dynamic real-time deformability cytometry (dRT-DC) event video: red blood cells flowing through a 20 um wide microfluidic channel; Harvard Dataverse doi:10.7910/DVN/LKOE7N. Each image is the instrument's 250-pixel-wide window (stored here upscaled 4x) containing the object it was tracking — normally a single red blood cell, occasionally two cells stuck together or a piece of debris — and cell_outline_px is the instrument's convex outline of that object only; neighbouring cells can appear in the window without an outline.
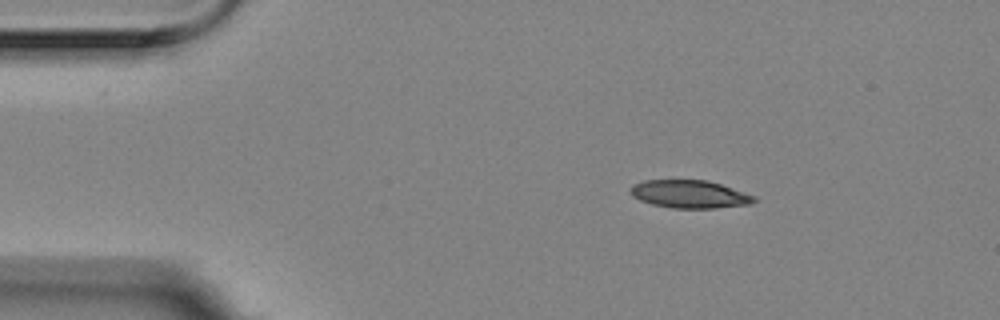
{"species": "Egyptian fruit bat (a non-hibernating species)", "species_latin": "Rousettus aegyptiacus", "temperature_condition": "room temperature", "stored_images_in_passage": 48, "camera_frame_rate_fps": 3000, "um_per_image_px": 0.085, "animal": {"sex": "female"}, "frame": {"image": 1, "passage_image": 1, "time_ms": 0.0, "image_size_px": [1000, 320], "cell_outline_px": [[756, 200], [752, 204], [716, 208], [672, 208], [652, 204], [640, 200], [632, 196], [628, 188], [632, 184], [644, 180], [708, 180], [756, 196]], "centroid_in_image_um": [58.6, 16.5], "position_along_channel_um": 26.4, "area_um2": 20.23}}
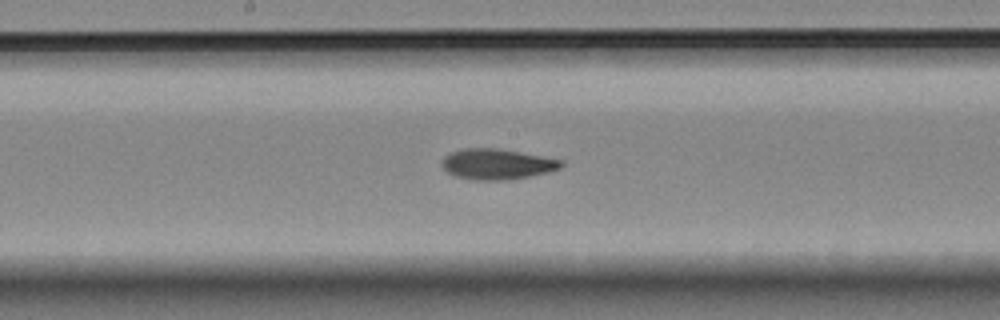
{"frame": {"image": 2, "passage_image": 21, "time_ms": 6.667, "image_size_px": [1000, 320], "cell_outline_px": [[564, 164], [560, 168], [548, 172], [532, 176], [512, 180], [472, 180], [456, 176], [448, 172], [444, 168], [444, 156], [452, 152], [464, 148], [496, 148], [544, 156], [564, 160]], "centroid_in_image_um": [42.31, 13.96], "position_along_channel_um": 205.9, "area_um2": 21.27}}
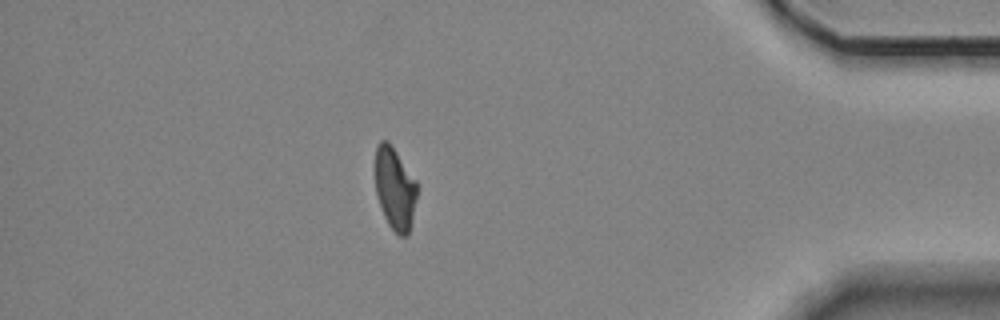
{"frame": {"image": 3, "passage_image": 41, "time_ms": 13.333, "image_size_px": [1000, 320], "cell_outline_px": [[416, 200], [412, 220], [408, 236], [400, 236], [388, 224], [384, 216], [376, 192], [376, 148], [380, 140], [388, 140], [392, 144], [416, 180]], "centroid_in_image_um": [33.57, 16.0], "position_along_channel_um": 401.6, "area_um2": 19.94}, "authors_computed_cell_mechanics": {"area_um2": 20.9814, "velocity_mm_per_s": 3.5492, "shape_relaxation_time_tau1_ms": 5.1095, "shape_relaxation_time_tau2_ms": 3.5818, "deformation_change_tau1": 0.1786, "deformation_change_tau2": 0.1069}}